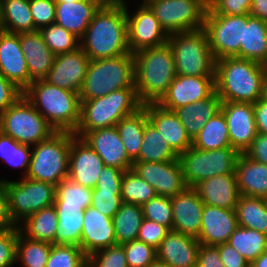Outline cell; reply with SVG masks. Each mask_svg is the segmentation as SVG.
Instances as JSON below:
<instances>
[{"label": "cell", "instance_id": "6da1fadb", "mask_svg": "<svg viewBox=\"0 0 267 267\" xmlns=\"http://www.w3.org/2000/svg\"><path fill=\"white\" fill-rule=\"evenodd\" d=\"M80 48L90 60L131 53L128 47L125 7H100L89 23Z\"/></svg>", "mask_w": 267, "mask_h": 267}, {"label": "cell", "instance_id": "7a4b0ae2", "mask_svg": "<svg viewBox=\"0 0 267 267\" xmlns=\"http://www.w3.org/2000/svg\"><path fill=\"white\" fill-rule=\"evenodd\" d=\"M134 85L140 102L158 103L177 76L174 54L167 42L133 53Z\"/></svg>", "mask_w": 267, "mask_h": 267}, {"label": "cell", "instance_id": "3957f363", "mask_svg": "<svg viewBox=\"0 0 267 267\" xmlns=\"http://www.w3.org/2000/svg\"><path fill=\"white\" fill-rule=\"evenodd\" d=\"M264 65L239 57L215 61L216 93L221 101L255 103L261 98Z\"/></svg>", "mask_w": 267, "mask_h": 267}, {"label": "cell", "instance_id": "277c9868", "mask_svg": "<svg viewBox=\"0 0 267 267\" xmlns=\"http://www.w3.org/2000/svg\"><path fill=\"white\" fill-rule=\"evenodd\" d=\"M23 95L55 131L75 132L81 109L78 92L57 87L42 79L32 81Z\"/></svg>", "mask_w": 267, "mask_h": 267}, {"label": "cell", "instance_id": "5b68a950", "mask_svg": "<svg viewBox=\"0 0 267 267\" xmlns=\"http://www.w3.org/2000/svg\"><path fill=\"white\" fill-rule=\"evenodd\" d=\"M80 101V122L74 132L76 137L95 129L116 126L122 118L143 107L136 88H123L99 98Z\"/></svg>", "mask_w": 267, "mask_h": 267}, {"label": "cell", "instance_id": "8992f818", "mask_svg": "<svg viewBox=\"0 0 267 267\" xmlns=\"http://www.w3.org/2000/svg\"><path fill=\"white\" fill-rule=\"evenodd\" d=\"M123 88H135L133 53L90 60L79 96L89 100Z\"/></svg>", "mask_w": 267, "mask_h": 267}, {"label": "cell", "instance_id": "52a82bcc", "mask_svg": "<svg viewBox=\"0 0 267 267\" xmlns=\"http://www.w3.org/2000/svg\"><path fill=\"white\" fill-rule=\"evenodd\" d=\"M33 146L25 177L54 186L68 178L71 132L56 131L48 139Z\"/></svg>", "mask_w": 267, "mask_h": 267}, {"label": "cell", "instance_id": "ba28073f", "mask_svg": "<svg viewBox=\"0 0 267 267\" xmlns=\"http://www.w3.org/2000/svg\"><path fill=\"white\" fill-rule=\"evenodd\" d=\"M168 43L178 75L215 76V59L204 28L169 35Z\"/></svg>", "mask_w": 267, "mask_h": 267}, {"label": "cell", "instance_id": "9c48e42d", "mask_svg": "<svg viewBox=\"0 0 267 267\" xmlns=\"http://www.w3.org/2000/svg\"><path fill=\"white\" fill-rule=\"evenodd\" d=\"M0 131L32 147L56 132L24 95L0 114Z\"/></svg>", "mask_w": 267, "mask_h": 267}, {"label": "cell", "instance_id": "30bf717a", "mask_svg": "<svg viewBox=\"0 0 267 267\" xmlns=\"http://www.w3.org/2000/svg\"><path fill=\"white\" fill-rule=\"evenodd\" d=\"M239 154L233 147L205 151L191 146L178 156L186 185L194 187L204 179L233 173Z\"/></svg>", "mask_w": 267, "mask_h": 267}, {"label": "cell", "instance_id": "8fae6325", "mask_svg": "<svg viewBox=\"0 0 267 267\" xmlns=\"http://www.w3.org/2000/svg\"><path fill=\"white\" fill-rule=\"evenodd\" d=\"M3 181L7 192L9 213L15 225H20L28 216L44 207L53 205L56 186L23 177L20 181Z\"/></svg>", "mask_w": 267, "mask_h": 267}, {"label": "cell", "instance_id": "7c38bea8", "mask_svg": "<svg viewBox=\"0 0 267 267\" xmlns=\"http://www.w3.org/2000/svg\"><path fill=\"white\" fill-rule=\"evenodd\" d=\"M168 35L204 28L208 0H146Z\"/></svg>", "mask_w": 267, "mask_h": 267}, {"label": "cell", "instance_id": "4fadbf2b", "mask_svg": "<svg viewBox=\"0 0 267 267\" xmlns=\"http://www.w3.org/2000/svg\"><path fill=\"white\" fill-rule=\"evenodd\" d=\"M246 15L206 14L204 30L209 39L212 55L216 60L225 57L240 58Z\"/></svg>", "mask_w": 267, "mask_h": 267}, {"label": "cell", "instance_id": "5bb4252c", "mask_svg": "<svg viewBox=\"0 0 267 267\" xmlns=\"http://www.w3.org/2000/svg\"><path fill=\"white\" fill-rule=\"evenodd\" d=\"M136 13L129 14L126 6L128 47L131 53L148 47H158L168 42L169 35L161 26L153 10L145 2Z\"/></svg>", "mask_w": 267, "mask_h": 267}, {"label": "cell", "instance_id": "9a60e30c", "mask_svg": "<svg viewBox=\"0 0 267 267\" xmlns=\"http://www.w3.org/2000/svg\"><path fill=\"white\" fill-rule=\"evenodd\" d=\"M132 169L155 189L158 196L172 198L188 187L179 159L167 162H134Z\"/></svg>", "mask_w": 267, "mask_h": 267}, {"label": "cell", "instance_id": "2e32d148", "mask_svg": "<svg viewBox=\"0 0 267 267\" xmlns=\"http://www.w3.org/2000/svg\"><path fill=\"white\" fill-rule=\"evenodd\" d=\"M215 91V76H183L177 74L167 93L157 104L166 110L174 111L179 107L204 100Z\"/></svg>", "mask_w": 267, "mask_h": 267}, {"label": "cell", "instance_id": "e0dca14e", "mask_svg": "<svg viewBox=\"0 0 267 267\" xmlns=\"http://www.w3.org/2000/svg\"><path fill=\"white\" fill-rule=\"evenodd\" d=\"M231 147L244 153L257 135L253 103L221 101Z\"/></svg>", "mask_w": 267, "mask_h": 267}, {"label": "cell", "instance_id": "ac0fdd59", "mask_svg": "<svg viewBox=\"0 0 267 267\" xmlns=\"http://www.w3.org/2000/svg\"><path fill=\"white\" fill-rule=\"evenodd\" d=\"M104 167L101 157L82 138L71 132L68 178L94 189Z\"/></svg>", "mask_w": 267, "mask_h": 267}, {"label": "cell", "instance_id": "d6986e66", "mask_svg": "<svg viewBox=\"0 0 267 267\" xmlns=\"http://www.w3.org/2000/svg\"><path fill=\"white\" fill-rule=\"evenodd\" d=\"M89 63L88 55L80 47L75 51L56 55L45 80L57 87L79 93Z\"/></svg>", "mask_w": 267, "mask_h": 267}, {"label": "cell", "instance_id": "ffe728a7", "mask_svg": "<svg viewBox=\"0 0 267 267\" xmlns=\"http://www.w3.org/2000/svg\"><path fill=\"white\" fill-rule=\"evenodd\" d=\"M80 138L101 157L105 166L117 167L123 171L133 167L116 126L85 132Z\"/></svg>", "mask_w": 267, "mask_h": 267}, {"label": "cell", "instance_id": "44dd1931", "mask_svg": "<svg viewBox=\"0 0 267 267\" xmlns=\"http://www.w3.org/2000/svg\"><path fill=\"white\" fill-rule=\"evenodd\" d=\"M0 74L22 91L32 83L20 48V34L0 31Z\"/></svg>", "mask_w": 267, "mask_h": 267}, {"label": "cell", "instance_id": "7402d4cb", "mask_svg": "<svg viewBox=\"0 0 267 267\" xmlns=\"http://www.w3.org/2000/svg\"><path fill=\"white\" fill-rule=\"evenodd\" d=\"M173 223L172 230L198 238L201 228L204 203L193 187L171 198Z\"/></svg>", "mask_w": 267, "mask_h": 267}, {"label": "cell", "instance_id": "603a6c76", "mask_svg": "<svg viewBox=\"0 0 267 267\" xmlns=\"http://www.w3.org/2000/svg\"><path fill=\"white\" fill-rule=\"evenodd\" d=\"M238 227L235 209L204 204L201 228L197 240L202 245L224 244Z\"/></svg>", "mask_w": 267, "mask_h": 267}, {"label": "cell", "instance_id": "cb8c5ba5", "mask_svg": "<svg viewBox=\"0 0 267 267\" xmlns=\"http://www.w3.org/2000/svg\"><path fill=\"white\" fill-rule=\"evenodd\" d=\"M143 107L148 121L178 156L193 145V140L174 111L166 110L157 103L144 104Z\"/></svg>", "mask_w": 267, "mask_h": 267}, {"label": "cell", "instance_id": "d4e9b609", "mask_svg": "<svg viewBox=\"0 0 267 267\" xmlns=\"http://www.w3.org/2000/svg\"><path fill=\"white\" fill-rule=\"evenodd\" d=\"M83 218L81 249L87 257L116 244L112 218L92 206L85 209Z\"/></svg>", "mask_w": 267, "mask_h": 267}, {"label": "cell", "instance_id": "484cf974", "mask_svg": "<svg viewBox=\"0 0 267 267\" xmlns=\"http://www.w3.org/2000/svg\"><path fill=\"white\" fill-rule=\"evenodd\" d=\"M199 248L197 238L170 230L156 249L157 259L170 267H196Z\"/></svg>", "mask_w": 267, "mask_h": 267}, {"label": "cell", "instance_id": "4316f807", "mask_svg": "<svg viewBox=\"0 0 267 267\" xmlns=\"http://www.w3.org/2000/svg\"><path fill=\"white\" fill-rule=\"evenodd\" d=\"M206 205L235 209L240 197L235 171L200 181L193 187Z\"/></svg>", "mask_w": 267, "mask_h": 267}, {"label": "cell", "instance_id": "83f0119b", "mask_svg": "<svg viewBox=\"0 0 267 267\" xmlns=\"http://www.w3.org/2000/svg\"><path fill=\"white\" fill-rule=\"evenodd\" d=\"M20 48L27 62L32 81L45 79L53 66L55 54L45 44L41 33H20Z\"/></svg>", "mask_w": 267, "mask_h": 267}, {"label": "cell", "instance_id": "f1b7e54d", "mask_svg": "<svg viewBox=\"0 0 267 267\" xmlns=\"http://www.w3.org/2000/svg\"><path fill=\"white\" fill-rule=\"evenodd\" d=\"M240 195L267 200V165L240 153L235 166Z\"/></svg>", "mask_w": 267, "mask_h": 267}, {"label": "cell", "instance_id": "f546056e", "mask_svg": "<svg viewBox=\"0 0 267 267\" xmlns=\"http://www.w3.org/2000/svg\"><path fill=\"white\" fill-rule=\"evenodd\" d=\"M99 8L93 0L56 2L55 22L81 39Z\"/></svg>", "mask_w": 267, "mask_h": 267}, {"label": "cell", "instance_id": "4dcf8cb0", "mask_svg": "<svg viewBox=\"0 0 267 267\" xmlns=\"http://www.w3.org/2000/svg\"><path fill=\"white\" fill-rule=\"evenodd\" d=\"M221 99L216 91L208 98L179 107L174 110L179 120L193 140L208 120L220 110Z\"/></svg>", "mask_w": 267, "mask_h": 267}, {"label": "cell", "instance_id": "1f68e13d", "mask_svg": "<svg viewBox=\"0 0 267 267\" xmlns=\"http://www.w3.org/2000/svg\"><path fill=\"white\" fill-rule=\"evenodd\" d=\"M240 58L267 65V22L247 14L243 43H240Z\"/></svg>", "mask_w": 267, "mask_h": 267}, {"label": "cell", "instance_id": "d6a6232c", "mask_svg": "<svg viewBox=\"0 0 267 267\" xmlns=\"http://www.w3.org/2000/svg\"><path fill=\"white\" fill-rule=\"evenodd\" d=\"M19 225L20 231L27 237L55 244L58 229V217L54 205L42 208L28 216Z\"/></svg>", "mask_w": 267, "mask_h": 267}, {"label": "cell", "instance_id": "836d02e7", "mask_svg": "<svg viewBox=\"0 0 267 267\" xmlns=\"http://www.w3.org/2000/svg\"><path fill=\"white\" fill-rule=\"evenodd\" d=\"M147 122L146 109L142 107L134 114L122 118L116 124L119 137L123 142L129 159L133 163L138 159Z\"/></svg>", "mask_w": 267, "mask_h": 267}, {"label": "cell", "instance_id": "e575fe53", "mask_svg": "<svg viewBox=\"0 0 267 267\" xmlns=\"http://www.w3.org/2000/svg\"><path fill=\"white\" fill-rule=\"evenodd\" d=\"M143 219L140 205L122 202L119 210L112 218L116 244L122 245L137 240Z\"/></svg>", "mask_w": 267, "mask_h": 267}, {"label": "cell", "instance_id": "d590c367", "mask_svg": "<svg viewBox=\"0 0 267 267\" xmlns=\"http://www.w3.org/2000/svg\"><path fill=\"white\" fill-rule=\"evenodd\" d=\"M235 211L238 226L267 235V200L240 195Z\"/></svg>", "mask_w": 267, "mask_h": 267}, {"label": "cell", "instance_id": "8d00e7d4", "mask_svg": "<svg viewBox=\"0 0 267 267\" xmlns=\"http://www.w3.org/2000/svg\"><path fill=\"white\" fill-rule=\"evenodd\" d=\"M192 146L205 151L231 147L227 122L221 110L206 122L193 139Z\"/></svg>", "mask_w": 267, "mask_h": 267}, {"label": "cell", "instance_id": "74e56055", "mask_svg": "<svg viewBox=\"0 0 267 267\" xmlns=\"http://www.w3.org/2000/svg\"><path fill=\"white\" fill-rule=\"evenodd\" d=\"M177 159L178 155L148 121L145 125L140 153L135 162H167Z\"/></svg>", "mask_w": 267, "mask_h": 267}, {"label": "cell", "instance_id": "f35d334b", "mask_svg": "<svg viewBox=\"0 0 267 267\" xmlns=\"http://www.w3.org/2000/svg\"><path fill=\"white\" fill-rule=\"evenodd\" d=\"M3 31L10 33L34 32V21L29 0H2Z\"/></svg>", "mask_w": 267, "mask_h": 267}, {"label": "cell", "instance_id": "ab89813d", "mask_svg": "<svg viewBox=\"0 0 267 267\" xmlns=\"http://www.w3.org/2000/svg\"><path fill=\"white\" fill-rule=\"evenodd\" d=\"M58 229L55 244H71L81 247L84 209L55 208Z\"/></svg>", "mask_w": 267, "mask_h": 267}, {"label": "cell", "instance_id": "60d3db41", "mask_svg": "<svg viewBox=\"0 0 267 267\" xmlns=\"http://www.w3.org/2000/svg\"><path fill=\"white\" fill-rule=\"evenodd\" d=\"M250 264L267 250V235L238 226L227 242Z\"/></svg>", "mask_w": 267, "mask_h": 267}, {"label": "cell", "instance_id": "b9f144b4", "mask_svg": "<svg viewBox=\"0 0 267 267\" xmlns=\"http://www.w3.org/2000/svg\"><path fill=\"white\" fill-rule=\"evenodd\" d=\"M93 189L85 187L69 178L56 186L55 208L86 209L91 206Z\"/></svg>", "mask_w": 267, "mask_h": 267}, {"label": "cell", "instance_id": "7bdbcfd3", "mask_svg": "<svg viewBox=\"0 0 267 267\" xmlns=\"http://www.w3.org/2000/svg\"><path fill=\"white\" fill-rule=\"evenodd\" d=\"M51 243L31 239L20 230L16 243V261L24 267H46L51 251Z\"/></svg>", "mask_w": 267, "mask_h": 267}, {"label": "cell", "instance_id": "ee69618b", "mask_svg": "<svg viewBox=\"0 0 267 267\" xmlns=\"http://www.w3.org/2000/svg\"><path fill=\"white\" fill-rule=\"evenodd\" d=\"M156 196L155 189L132 168L124 171L121 186L122 202L142 206Z\"/></svg>", "mask_w": 267, "mask_h": 267}, {"label": "cell", "instance_id": "f6af8a7d", "mask_svg": "<svg viewBox=\"0 0 267 267\" xmlns=\"http://www.w3.org/2000/svg\"><path fill=\"white\" fill-rule=\"evenodd\" d=\"M45 44L55 54L69 53L80 47V39L56 22L39 30Z\"/></svg>", "mask_w": 267, "mask_h": 267}, {"label": "cell", "instance_id": "bcb514c9", "mask_svg": "<svg viewBox=\"0 0 267 267\" xmlns=\"http://www.w3.org/2000/svg\"><path fill=\"white\" fill-rule=\"evenodd\" d=\"M31 146L20 144L10 136L3 134L0 131V157L2 161H5L8 165L14 168L25 169L23 177L27 175L30 158H31Z\"/></svg>", "mask_w": 267, "mask_h": 267}, {"label": "cell", "instance_id": "7dc6e473", "mask_svg": "<svg viewBox=\"0 0 267 267\" xmlns=\"http://www.w3.org/2000/svg\"><path fill=\"white\" fill-rule=\"evenodd\" d=\"M88 257L80 246L52 244L46 267H87Z\"/></svg>", "mask_w": 267, "mask_h": 267}, {"label": "cell", "instance_id": "c3c4849f", "mask_svg": "<svg viewBox=\"0 0 267 267\" xmlns=\"http://www.w3.org/2000/svg\"><path fill=\"white\" fill-rule=\"evenodd\" d=\"M143 217L172 230L173 215L171 198L156 196L142 206Z\"/></svg>", "mask_w": 267, "mask_h": 267}, {"label": "cell", "instance_id": "681fc988", "mask_svg": "<svg viewBox=\"0 0 267 267\" xmlns=\"http://www.w3.org/2000/svg\"><path fill=\"white\" fill-rule=\"evenodd\" d=\"M128 267H148L156 258V249L142 241L133 240L122 244Z\"/></svg>", "mask_w": 267, "mask_h": 267}, {"label": "cell", "instance_id": "f907efd6", "mask_svg": "<svg viewBox=\"0 0 267 267\" xmlns=\"http://www.w3.org/2000/svg\"><path fill=\"white\" fill-rule=\"evenodd\" d=\"M87 267H128L123 246L115 244L91 254Z\"/></svg>", "mask_w": 267, "mask_h": 267}, {"label": "cell", "instance_id": "816d5d0a", "mask_svg": "<svg viewBox=\"0 0 267 267\" xmlns=\"http://www.w3.org/2000/svg\"><path fill=\"white\" fill-rule=\"evenodd\" d=\"M121 203V191H92L91 206L109 218L114 217L119 210Z\"/></svg>", "mask_w": 267, "mask_h": 267}, {"label": "cell", "instance_id": "f5cc1de1", "mask_svg": "<svg viewBox=\"0 0 267 267\" xmlns=\"http://www.w3.org/2000/svg\"><path fill=\"white\" fill-rule=\"evenodd\" d=\"M34 31L55 23V0H29Z\"/></svg>", "mask_w": 267, "mask_h": 267}, {"label": "cell", "instance_id": "db71d44e", "mask_svg": "<svg viewBox=\"0 0 267 267\" xmlns=\"http://www.w3.org/2000/svg\"><path fill=\"white\" fill-rule=\"evenodd\" d=\"M251 6L252 0H208L206 14L246 15Z\"/></svg>", "mask_w": 267, "mask_h": 267}, {"label": "cell", "instance_id": "11a10c76", "mask_svg": "<svg viewBox=\"0 0 267 267\" xmlns=\"http://www.w3.org/2000/svg\"><path fill=\"white\" fill-rule=\"evenodd\" d=\"M19 226L0 231V267H12L16 262Z\"/></svg>", "mask_w": 267, "mask_h": 267}, {"label": "cell", "instance_id": "9f6ffc18", "mask_svg": "<svg viewBox=\"0 0 267 267\" xmlns=\"http://www.w3.org/2000/svg\"><path fill=\"white\" fill-rule=\"evenodd\" d=\"M169 231L166 226L144 218L139 228L137 240L157 249Z\"/></svg>", "mask_w": 267, "mask_h": 267}, {"label": "cell", "instance_id": "6f0895ef", "mask_svg": "<svg viewBox=\"0 0 267 267\" xmlns=\"http://www.w3.org/2000/svg\"><path fill=\"white\" fill-rule=\"evenodd\" d=\"M123 174L122 169L105 166L93 190L121 191Z\"/></svg>", "mask_w": 267, "mask_h": 267}, {"label": "cell", "instance_id": "680465c9", "mask_svg": "<svg viewBox=\"0 0 267 267\" xmlns=\"http://www.w3.org/2000/svg\"><path fill=\"white\" fill-rule=\"evenodd\" d=\"M22 95L23 91L20 88L0 74V114L12 106Z\"/></svg>", "mask_w": 267, "mask_h": 267}, {"label": "cell", "instance_id": "91938a15", "mask_svg": "<svg viewBox=\"0 0 267 267\" xmlns=\"http://www.w3.org/2000/svg\"><path fill=\"white\" fill-rule=\"evenodd\" d=\"M196 267H225L218 246L200 244Z\"/></svg>", "mask_w": 267, "mask_h": 267}, {"label": "cell", "instance_id": "94428289", "mask_svg": "<svg viewBox=\"0 0 267 267\" xmlns=\"http://www.w3.org/2000/svg\"><path fill=\"white\" fill-rule=\"evenodd\" d=\"M217 246L225 267H250V263L227 242Z\"/></svg>", "mask_w": 267, "mask_h": 267}, {"label": "cell", "instance_id": "6125c7cd", "mask_svg": "<svg viewBox=\"0 0 267 267\" xmlns=\"http://www.w3.org/2000/svg\"><path fill=\"white\" fill-rule=\"evenodd\" d=\"M244 153L250 159L267 165V134L257 133L251 146Z\"/></svg>", "mask_w": 267, "mask_h": 267}, {"label": "cell", "instance_id": "be15d7a7", "mask_svg": "<svg viewBox=\"0 0 267 267\" xmlns=\"http://www.w3.org/2000/svg\"><path fill=\"white\" fill-rule=\"evenodd\" d=\"M15 226L9 213L7 192L3 181H0V231L8 230Z\"/></svg>", "mask_w": 267, "mask_h": 267}, {"label": "cell", "instance_id": "e7e4bbea", "mask_svg": "<svg viewBox=\"0 0 267 267\" xmlns=\"http://www.w3.org/2000/svg\"><path fill=\"white\" fill-rule=\"evenodd\" d=\"M257 132L267 134V100L258 99L253 103Z\"/></svg>", "mask_w": 267, "mask_h": 267}, {"label": "cell", "instance_id": "03108f58", "mask_svg": "<svg viewBox=\"0 0 267 267\" xmlns=\"http://www.w3.org/2000/svg\"><path fill=\"white\" fill-rule=\"evenodd\" d=\"M250 15L267 22V0H252Z\"/></svg>", "mask_w": 267, "mask_h": 267}, {"label": "cell", "instance_id": "003e7915", "mask_svg": "<svg viewBox=\"0 0 267 267\" xmlns=\"http://www.w3.org/2000/svg\"><path fill=\"white\" fill-rule=\"evenodd\" d=\"M100 7H126L124 0H93Z\"/></svg>", "mask_w": 267, "mask_h": 267}, {"label": "cell", "instance_id": "a7ac6f4b", "mask_svg": "<svg viewBox=\"0 0 267 267\" xmlns=\"http://www.w3.org/2000/svg\"><path fill=\"white\" fill-rule=\"evenodd\" d=\"M250 267H267V250L264 251L258 258H256Z\"/></svg>", "mask_w": 267, "mask_h": 267}, {"label": "cell", "instance_id": "89a4df30", "mask_svg": "<svg viewBox=\"0 0 267 267\" xmlns=\"http://www.w3.org/2000/svg\"><path fill=\"white\" fill-rule=\"evenodd\" d=\"M261 98L267 100V65H264Z\"/></svg>", "mask_w": 267, "mask_h": 267}, {"label": "cell", "instance_id": "2644e50d", "mask_svg": "<svg viewBox=\"0 0 267 267\" xmlns=\"http://www.w3.org/2000/svg\"><path fill=\"white\" fill-rule=\"evenodd\" d=\"M148 267H170V266L167 263H164L163 261L156 258Z\"/></svg>", "mask_w": 267, "mask_h": 267}, {"label": "cell", "instance_id": "8c879c8a", "mask_svg": "<svg viewBox=\"0 0 267 267\" xmlns=\"http://www.w3.org/2000/svg\"><path fill=\"white\" fill-rule=\"evenodd\" d=\"M3 28V10H2V0H0V31Z\"/></svg>", "mask_w": 267, "mask_h": 267}, {"label": "cell", "instance_id": "753ad0ef", "mask_svg": "<svg viewBox=\"0 0 267 267\" xmlns=\"http://www.w3.org/2000/svg\"><path fill=\"white\" fill-rule=\"evenodd\" d=\"M77 1H81V0H55V2H64V3H68V2H77Z\"/></svg>", "mask_w": 267, "mask_h": 267}]
</instances>
